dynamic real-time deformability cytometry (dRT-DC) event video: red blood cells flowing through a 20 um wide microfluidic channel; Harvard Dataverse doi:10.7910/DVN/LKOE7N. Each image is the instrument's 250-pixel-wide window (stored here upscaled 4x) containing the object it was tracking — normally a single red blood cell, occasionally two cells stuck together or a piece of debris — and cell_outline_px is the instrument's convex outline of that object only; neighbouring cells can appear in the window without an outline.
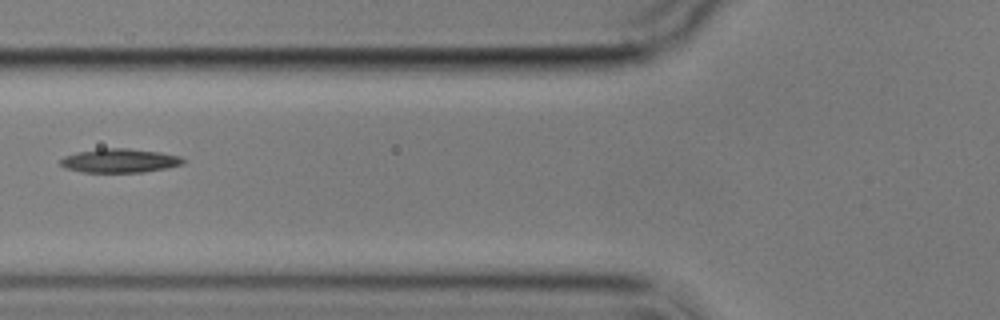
{"species": "common noctule bat (a hibernating species)", "species_latin": "Nyctalus noctula", "temperature_condition": "cold", "stored_images_in_passage": 6, "segment_of_instrument_passage": [2, 2], "camera_frame_rate_fps": 3000, "um_per_image_px": 0.085, "animal": {"sex": "male", "body_mass_g": 17.9}, "frame": {"image": 1, "passage_image": 6, "time_ms": 6.333, "image_size_px": [1000, 320], "cell_outline_px": [[184, 164], [168, 168], [144, 172], [80, 172], [64, 168], [60, 164], [60, 160], [64, 156], [76, 152], [100, 148], [128, 148], [160, 152], [180, 156], [184, 160]], "centroid_in_image_um": [10.16, 13.65], "position_along_channel_um": 115.6, "area_um2": 17.28}}